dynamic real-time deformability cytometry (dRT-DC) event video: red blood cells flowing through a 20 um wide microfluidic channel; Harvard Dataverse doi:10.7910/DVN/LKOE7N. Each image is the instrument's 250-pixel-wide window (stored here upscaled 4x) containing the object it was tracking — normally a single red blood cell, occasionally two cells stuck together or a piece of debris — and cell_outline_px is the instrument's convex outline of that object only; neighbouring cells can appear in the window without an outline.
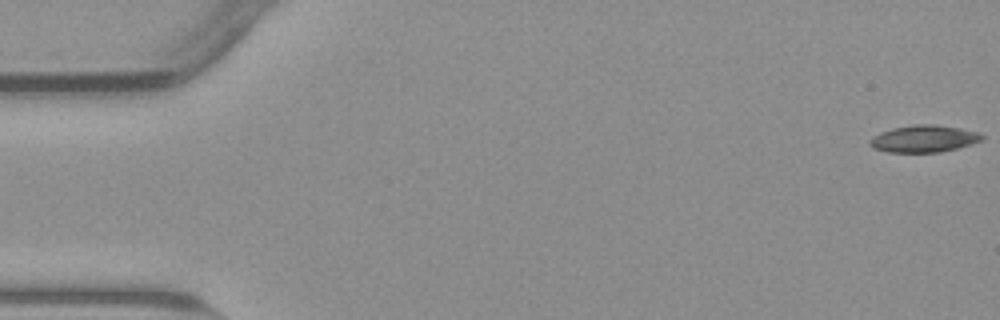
{"species": "common noctule bat (a hibernating species)", "species_latin": "Nyctalus noctula", "temperature_condition": "warm", "stored_images_in_passage": 55, "camera_frame_rate_fps": 3000, "um_per_image_px": 0.085, "animal": {"sex": "male", "body_mass_g": 23.1, "forearm_length_mm": 52.7}, "frame": {"image": 1, "passage_image": 1, "time_ms": 0.0, "image_size_px": [1000, 320], "cell_outline_px": [[984, 136], [980, 140], [972, 144], [940, 152], [888, 152], [872, 148], [868, 144], [868, 140], [872, 136], [880, 132], [892, 128], [916, 124], [932, 124], [960, 128], [980, 132]], "centroid_in_image_um": [78.49, 11.79], "position_along_channel_um": 6.5, "area_um2": 17.74}}
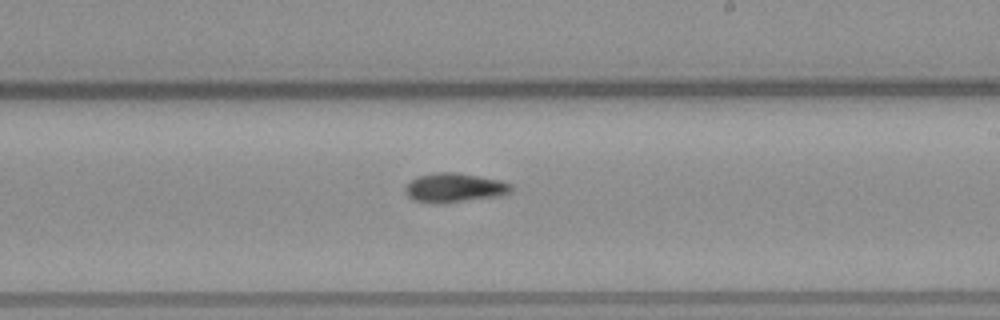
{"frame": {"image": 2, "passage_image": 32, "time_ms": 10.333, "image_size_px": [1000, 320], "cell_outline_px": [[512, 192], [500, 196], [460, 200], [416, 200], [408, 196], [404, 188], [416, 176], [436, 172], [456, 172], [500, 180], [512, 184]], "centroid_in_image_um": [38.69, 15.89], "position_along_channel_um": 250.3, "area_um2": 17.11}}
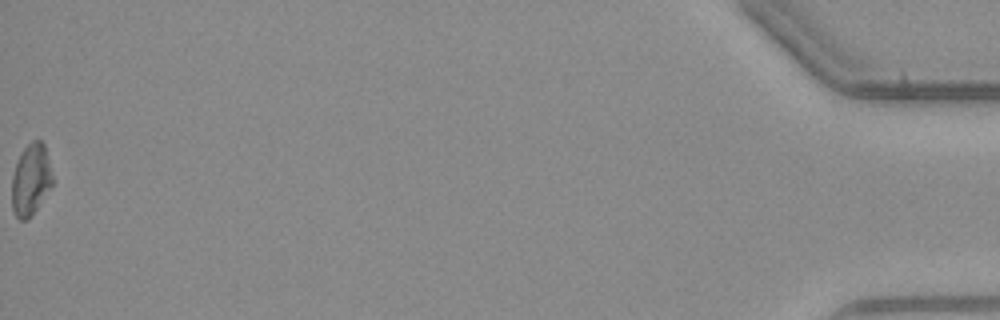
{"frame": {"image": 3, "passage_image": 55, "time_ms": 18.0, "image_size_px": [1000, 320], "cell_outline_px": [[52, 188], [28, 220], [20, 220], [16, 216], [12, 208], [12, 176], [16, 164], [24, 148], [32, 140], [40, 140], [44, 144], [52, 176]], "centroid_in_image_um": [2.62, 15.31], "position_along_channel_um": 432.6, "area_um2": 16.82}}